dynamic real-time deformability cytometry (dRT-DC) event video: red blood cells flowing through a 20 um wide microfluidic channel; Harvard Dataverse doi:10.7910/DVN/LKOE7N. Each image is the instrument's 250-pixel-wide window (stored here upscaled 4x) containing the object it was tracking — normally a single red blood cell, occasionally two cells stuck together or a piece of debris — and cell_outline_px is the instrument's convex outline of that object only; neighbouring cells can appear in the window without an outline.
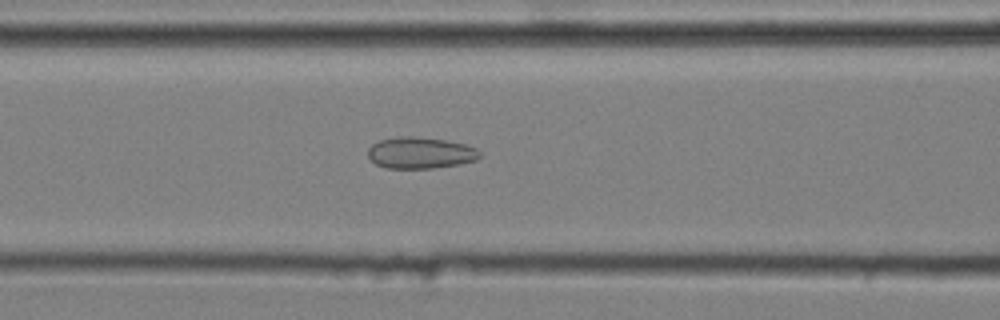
{"species": "common noctule bat (a hibernating species)", "species_latin": "Nyctalus noctula", "temperature_condition": "cold", "stored_images_in_passage": 51, "camera_frame_rate_fps": 3000, "um_per_image_px": 0.085, "animal": {"sex": "male", "body_mass_g": 20.4}, "frame": {"image": 1, "passage_image": 22, "time_ms": 7.0, "image_size_px": [1000, 320], "cell_outline_px": [[480, 156], [476, 160], [460, 164], [432, 168], [384, 168], [376, 164], [368, 156], [368, 148], [372, 144], [380, 140], [400, 136], [412, 136], [448, 140], [464, 144], [476, 148], [480, 152]], "centroid_in_image_um": [35.73, 12.99], "position_along_channel_um": 130.9, "area_um2": 20.52}}
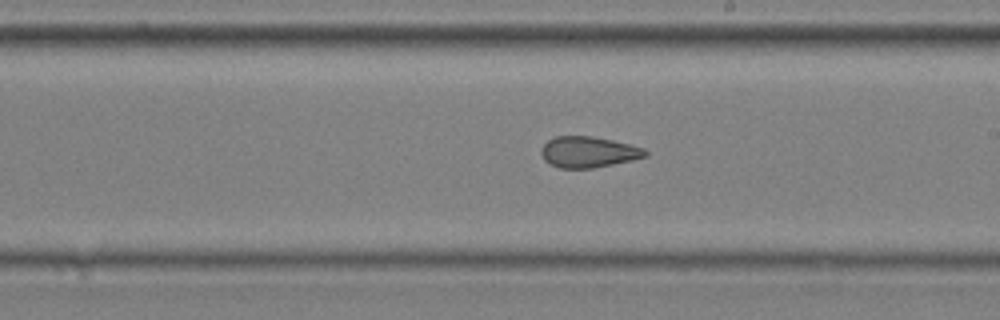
{"frame": {"image": 2, "passage_image": 31, "time_ms": 10.0, "image_size_px": [1000, 320], "cell_outline_px": [[648, 156], [632, 160], [592, 168], [560, 168], [548, 164], [544, 160], [540, 152], [540, 148], [548, 140], [556, 136], [592, 136], [612, 140], [644, 148], [648, 152]], "centroid_in_image_um": [49.98, 12.92], "position_along_channel_um": 239.0, "area_um2": 18.84}}
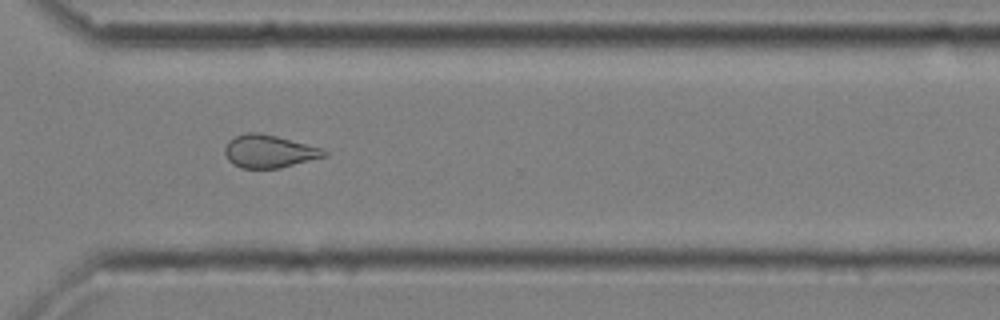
{"frame": {"image": 3, "passage_image": 40, "time_ms": 13.0, "image_size_px": [1000, 320], "cell_outline_px": [[328, 156], [280, 168], [240, 168], [232, 164], [228, 160], [224, 152], [224, 148], [228, 140], [236, 136], [248, 132], [260, 132], [276, 136], [320, 148], [328, 152]], "centroid_in_image_um": [22.84, 12.87], "position_along_channel_um": 347.8, "area_um2": 19.02}, "authors_computed_cell_mechanics": {"area_um2": 20.519, "velocity_mm_per_s": 3.6168, "shape_relaxation_time_tau1_ms": null, "shape_relaxation_time_tau2_ms": 2.0528, "deformation_change_tau1": null, "deformation_change_tau2": 0.0907}}